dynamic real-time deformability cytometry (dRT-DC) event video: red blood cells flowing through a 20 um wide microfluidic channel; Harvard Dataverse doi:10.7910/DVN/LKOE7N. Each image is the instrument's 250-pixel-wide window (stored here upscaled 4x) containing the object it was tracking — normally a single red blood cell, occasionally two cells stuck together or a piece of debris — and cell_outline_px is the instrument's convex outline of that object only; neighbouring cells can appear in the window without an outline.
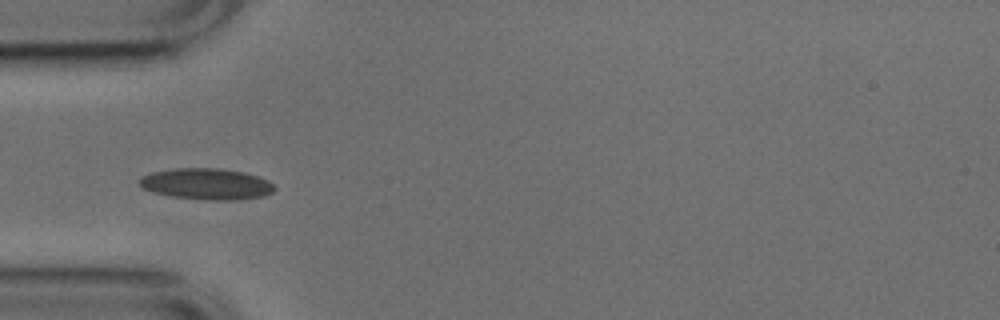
{"species": "common noctule bat (a hibernating species)", "species_latin": "Nyctalus noctula", "temperature_condition": "cold", "stored_images_in_passage": 11, "camera_frame_rate_fps": 3000, "um_per_image_px": 0.085, "animal": {"sex": "male", "body_mass_g": 17.9, "forearm_length_mm": 54.2}, "frame": {"image": 1, "passage_image": 4, "time_ms": 1.0, "image_size_px": [1000, 320], "cell_outline_px": [[276, 188], [272, 192], [264, 196], [232, 200], [208, 200], [172, 196], [156, 192], [144, 188], [140, 184], [140, 180], [144, 176], [152, 172], [176, 168], [216, 168], [244, 172], [268, 180]], "centroid_in_image_um": [17.6, 15.63], "position_along_channel_um": 67.4, "area_um2": 24.16}}